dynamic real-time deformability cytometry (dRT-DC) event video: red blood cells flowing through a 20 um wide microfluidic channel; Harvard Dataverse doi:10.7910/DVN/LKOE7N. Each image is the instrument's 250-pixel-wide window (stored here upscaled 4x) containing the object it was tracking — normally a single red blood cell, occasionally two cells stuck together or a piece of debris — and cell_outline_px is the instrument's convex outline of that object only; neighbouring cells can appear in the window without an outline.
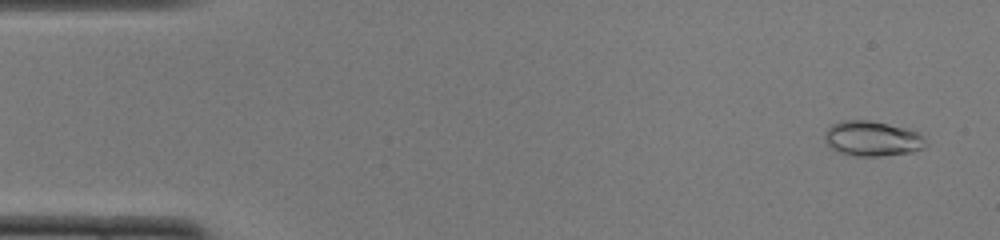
{"species": "common noctule bat (a hibernating species)", "species_latin": "Nyctalus noctula", "temperature_condition": "cold", "stored_images_in_passage": 50, "camera_frame_rate_fps": 3000, "um_per_image_px": 0.085, "animal": {"sex": "female", "body_mass_g": 22.0, "forearm_length_mm": 56.7}, "frame": {"image": 1, "passage_image": 3, "time_ms": 0.667, "image_size_px": [1000, 240], "cell_outline_px": [[928, 144], [924, 148], [912, 152], [880, 156], [856, 156], [840, 152], [832, 148], [824, 140], [824, 132], [832, 124], [840, 120], [868, 120], [888, 124], [904, 128], [916, 132], [924, 136]], "centroid_in_image_um": [74.14, 11.78], "position_along_channel_um": 10.9, "area_um2": 20.69}}
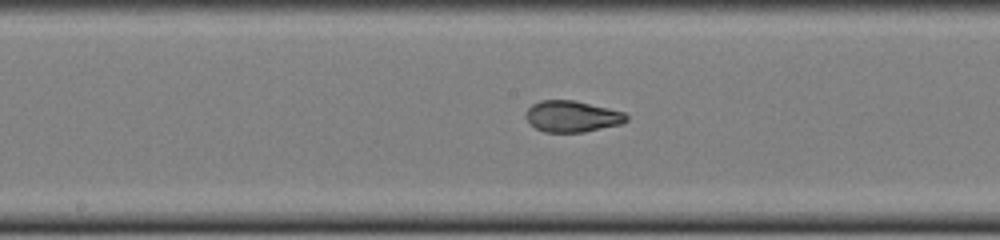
{"frame": {"image": 2, "passage_image": 26, "time_ms": 8.333, "image_size_px": [1000, 240], "cell_outline_px": [[628, 120], [620, 124], [584, 132], [544, 132], [536, 128], [524, 116], [528, 108], [532, 104], [540, 100], [572, 100], [608, 108], [624, 112], [628, 116]], "centroid_in_image_um": [48.62, 9.89], "position_along_channel_um": 199.6, "area_um2": 18.21}}
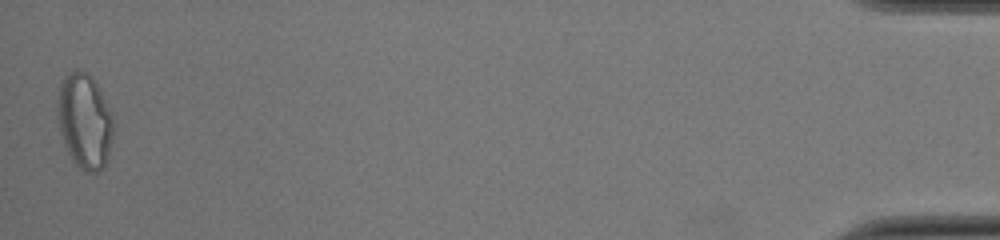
{"frame": {"image": 3, "passage_image": 50, "time_ms": 16.333, "image_size_px": [1000, 240], "cell_outline_px": [[112, 140], [108, 156], [104, 168], [96, 172], [84, 172], [72, 160], [64, 144], [60, 132], [56, 116], [56, 100], [60, 80], [64, 76], [76, 68], [92, 76], [100, 88], [112, 112]], "centroid_in_image_um": [7.16, 10.26], "position_along_channel_um": 428.0, "area_um2": 31.62}, "authors_computed_cell_mechanics": {"area_um2": 19.3341, "velocity_mm_per_s": 4.0131, "shape_relaxation_time_tau1_ms": null, "shape_relaxation_time_tau2_ms": 1.1273, "deformation_change_tau1": null, "deformation_change_tau2": 0.0555}}